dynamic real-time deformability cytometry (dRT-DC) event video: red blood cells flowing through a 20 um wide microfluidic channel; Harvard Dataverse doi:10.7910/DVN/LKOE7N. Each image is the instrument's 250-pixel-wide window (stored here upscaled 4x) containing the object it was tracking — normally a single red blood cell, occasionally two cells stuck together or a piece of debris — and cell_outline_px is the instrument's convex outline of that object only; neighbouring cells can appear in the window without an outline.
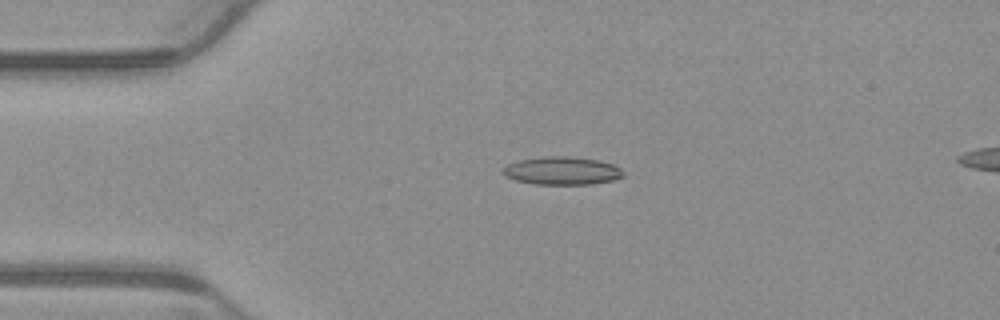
{"species": "common noctule bat (a hibernating species)", "species_latin": "Nyctalus noctula", "temperature_condition": "warm", "stored_images_in_passage": 5, "camera_frame_rate_fps": 3000, "um_per_image_px": 0.085, "animal": {"sex": "male", "body_mass_g": 23.1, "forearm_length_mm": 52.7}, "frame": {"image": 1, "passage_image": 4, "time_ms": 1.0, "image_size_px": [1000, 320], "cell_outline_px": [[624, 176], [612, 180], [592, 184], [532, 184], [516, 180], [504, 176], [500, 172], [508, 164], [520, 160], [544, 156], [572, 156], [600, 160], [612, 164], [620, 168], [624, 172]], "centroid_in_image_um": [47.77, 14.51], "position_along_channel_um": 37.2, "area_um2": 19.77}}